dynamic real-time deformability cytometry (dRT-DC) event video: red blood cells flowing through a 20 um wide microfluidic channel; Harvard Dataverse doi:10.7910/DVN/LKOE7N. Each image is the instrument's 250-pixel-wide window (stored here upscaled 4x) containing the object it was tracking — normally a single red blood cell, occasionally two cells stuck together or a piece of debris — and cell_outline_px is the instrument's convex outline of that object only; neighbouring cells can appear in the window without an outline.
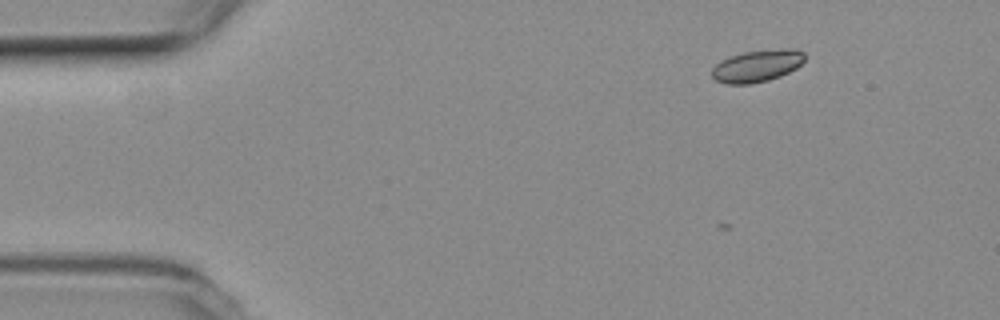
{"species": "common noctule bat (a hibernating species)", "species_latin": "Nyctalus noctula", "temperature_condition": "room temperature", "stored_images_in_passage": 6, "camera_frame_rate_fps": 3000, "um_per_image_px": 0.085, "animal": {"sex": "female", "body_mass_g": 19.3, "forearm_length_mm": 54.1}, "frame": {"image": 1, "passage_image": 1, "time_ms": 0.0, "image_size_px": [1000, 320], "cell_outline_px": [[804, 60], [796, 68], [780, 76], [768, 80], [748, 84], [724, 84], [716, 80], [712, 76], [712, 68], [716, 64], [732, 56], [744, 52], [780, 48], [796, 48], [804, 52]], "centroid_in_image_um": [64.38, 5.59], "position_along_channel_um": 20.6, "area_um2": 17.22}}